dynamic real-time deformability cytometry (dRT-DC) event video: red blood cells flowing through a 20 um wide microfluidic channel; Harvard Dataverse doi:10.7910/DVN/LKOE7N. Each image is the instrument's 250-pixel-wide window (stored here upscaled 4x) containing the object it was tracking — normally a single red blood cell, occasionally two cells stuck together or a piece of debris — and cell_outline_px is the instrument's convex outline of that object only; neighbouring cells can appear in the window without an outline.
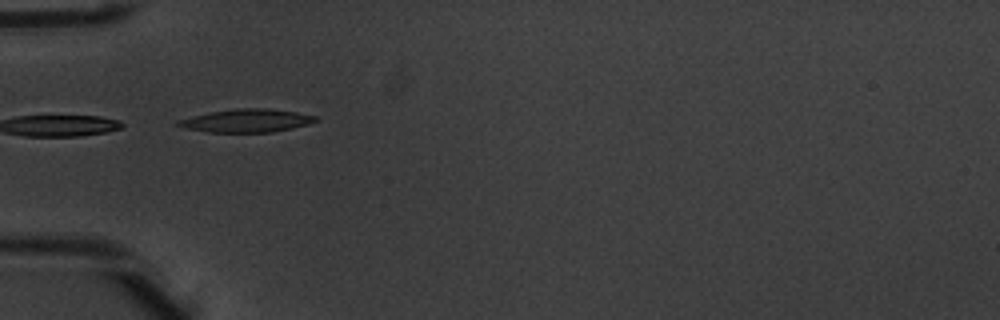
{"species": "common noctule bat (a hibernating species)", "species_latin": "Nyctalus noctula", "temperature_condition": "warm", "stored_images_in_passage": 4, "camera_frame_rate_fps": 3000, "um_per_image_px": 0.085, "animal": {"sex": "male", "body_mass_g": 20.1, "forearm_length_mm": 53.5}, "frame": {"image": 1, "passage_image": 1, "time_ms": 0.0, "image_size_px": [1000, 320], "cell_outline_px": [[316, 120], [308, 124], [292, 128], [272, 132], [208, 132], [184, 128], [176, 124], [176, 120], [192, 116], [212, 112], [236, 108], [268, 108], [296, 112], [316, 116]], "centroid_in_image_um": [20.93, 10.25], "position_along_channel_um": 64.1, "area_um2": 18.38}}